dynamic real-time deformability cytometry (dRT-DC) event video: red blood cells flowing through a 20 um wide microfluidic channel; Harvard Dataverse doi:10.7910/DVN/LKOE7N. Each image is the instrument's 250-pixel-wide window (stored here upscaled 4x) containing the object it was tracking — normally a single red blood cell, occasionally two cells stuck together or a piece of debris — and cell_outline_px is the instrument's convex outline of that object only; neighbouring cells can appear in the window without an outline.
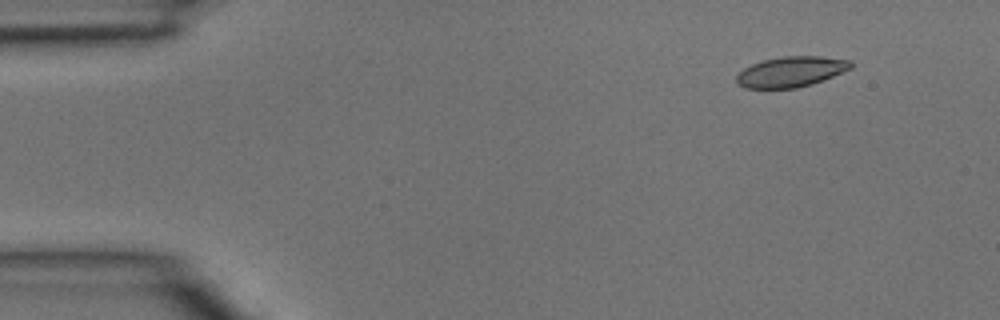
{"species": "common noctule bat (a hibernating species)", "species_latin": "Nyctalus noctula", "temperature_condition": "room temperature", "stored_images_in_passage": 4, "camera_frame_rate_fps": 3000, "um_per_image_px": 0.085, "animal": {"sex": "male", "body_mass_g": 15.6}, "frame": {"image": 1, "passage_image": 2, "time_ms": 0.333, "image_size_px": [1000, 320], "cell_outline_px": [[852, 68], [824, 80], [812, 84], [796, 88], [744, 88], [736, 84], [736, 76], [744, 68], [752, 64], [764, 60], [784, 56], [820, 56], [852, 60]], "centroid_in_image_um": [67.24, 6.1], "position_along_channel_um": 17.8, "area_um2": 20.35}}
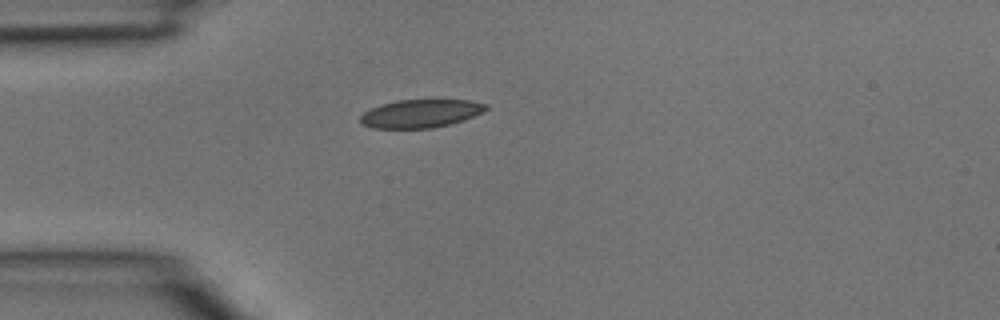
{"frame": {"image": 2, "passage_image": 4, "time_ms": 1.0, "image_size_px": [1000, 320], "cell_outline_px": [[488, 108], [484, 112], [464, 120], [452, 124], [432, 128], [372, 128], [364, 124], [360, 120], [360, 116], [364, 112], [380, 104], [396, 100], [468, 100], [488, 104]], "centroid_in_image_um": [35.79, 9.65], "position_along_channel_um": 49.2, "area_um2": 20.69}}